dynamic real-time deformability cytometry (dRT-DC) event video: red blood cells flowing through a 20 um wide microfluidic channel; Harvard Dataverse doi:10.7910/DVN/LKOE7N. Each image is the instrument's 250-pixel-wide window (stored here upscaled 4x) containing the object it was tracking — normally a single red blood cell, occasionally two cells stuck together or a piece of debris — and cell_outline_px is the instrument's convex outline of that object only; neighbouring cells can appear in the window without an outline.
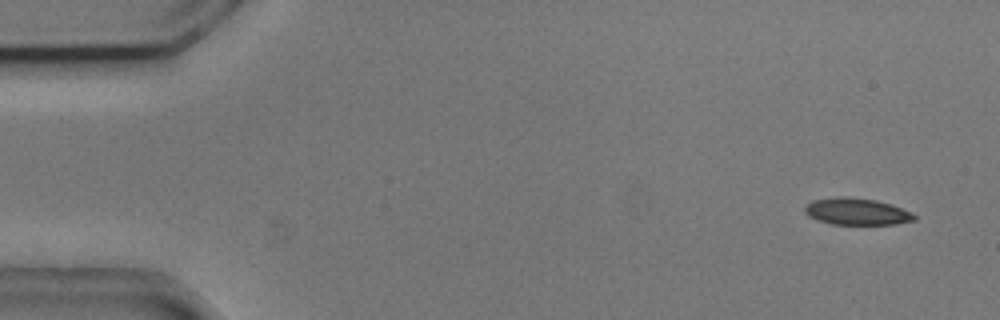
{"species": "common noctule bat (a hibernating species)", "species_latin": "Nyctalus noctula", "temperature_condition": "cold", "stored_images_in_passage": 14, "camera_frame_rate_fps": 3000, "um_per_image_px": 0.085, "animal": {"sex": "male", "body_mass_g": 20.5, "forearm_length_mm": 52.5}, "frame": {"image": 1, "passage_image": 2, "time_ms": 0.333, "image_size_px": [1000, 320], "cell_outline_px": [[916, 220], [896, 224], [832, 224], [816, 220], [808, 216], [804, 212], [804, 208], [812, 200], [836, 196], [848, 196], [876, 200], [892, 204], [912, 212], [916, 216]], "centroid_in_image_um": [72.82, 17.97], "position_along_channel_um": 12.2, "area_um2": 17.34}}
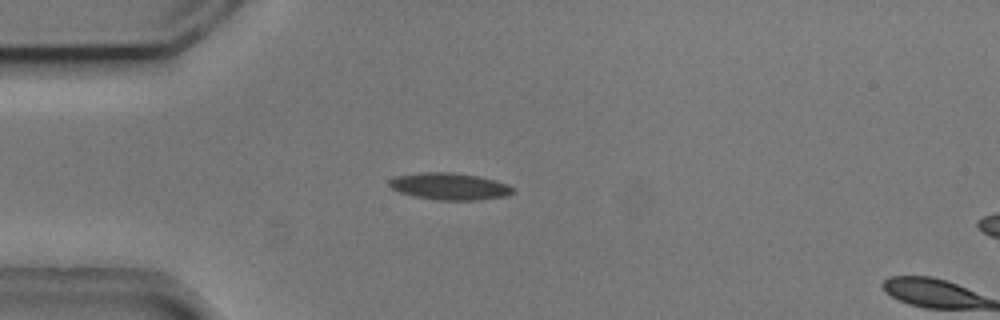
{"frame": {"image": 2, "passage_image": 13, "time_ms": 4.0, "image_size_px": [1000, 320], "cell_outline_px": [[516, 192], [504, 196], [480, 200], [436, 200], [412, 196], [400, 192], [392, 188], [388, 184], [388, 180], [396, 176], [420, 172], [452, 172], [480, 176], [504, 184], [512, 188]], "centroid_in_image_um": [38.16, 15.84], "position_along_channel_um": 46.8, "area_um2": 19.36}}